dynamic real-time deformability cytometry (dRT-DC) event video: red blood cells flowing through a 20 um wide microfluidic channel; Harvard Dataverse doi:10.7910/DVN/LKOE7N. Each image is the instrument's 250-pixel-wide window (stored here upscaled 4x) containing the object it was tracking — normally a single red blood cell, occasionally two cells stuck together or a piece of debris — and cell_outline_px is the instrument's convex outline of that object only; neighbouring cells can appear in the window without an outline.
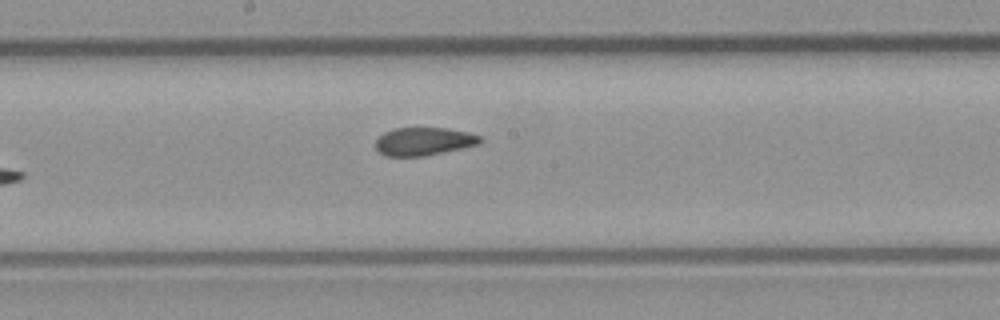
{"species": "common noctule bat (a hibernating species)", "species_latin": "Nyctalus noctula", "temperature_condition": "room temperature", "stored_images_in_passage": 9, "camera_frame_rate_fps": 3000, "um_per_image_px": 0.085, "animal": {"sex": "male", "body_mass_g": 23.1, "forearm_length_mm": 52.7}, "frame": {"image": 1, "passage_image": 9, "time_ms": 9.0, "image_size_px": [1000, 320], "cell_outline_px": [[484, 140], [480, 144], [424, 156], [384, 156], [376, 148], [376, 140], [384, 132], [396, 128], [448, 128], [468, 132], [480, 136]], "centroid_in_image_um": [36.04, 12.01], "position_along_channel_um": 212.2, "area_um2": 17.05}}